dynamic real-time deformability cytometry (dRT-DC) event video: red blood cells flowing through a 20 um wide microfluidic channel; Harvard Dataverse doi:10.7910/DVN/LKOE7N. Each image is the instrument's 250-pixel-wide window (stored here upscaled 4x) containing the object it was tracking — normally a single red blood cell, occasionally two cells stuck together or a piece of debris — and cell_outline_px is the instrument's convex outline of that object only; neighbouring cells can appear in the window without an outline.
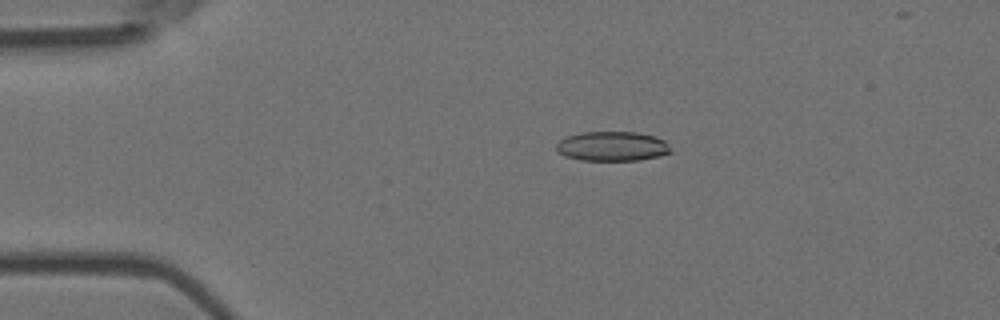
{"species": "Egyptian fruit bat (a non-hibernating species)", "species_latin": "Rousettus aegyptiacus", "temperature_condition": "room temperature", "stored_images_in_passage": 51, "camera_frame_rate_fps": 3000, "um_per_image_px": 0.085, "animal": {"sex": "female"}, "frame": {"image": 1, "passage_image": 11, "time_ms": 3.333, "image_size_px": [1000, 320], "cell_outline_px": [[672, 152], [660, 156], [640, 160], [580, 160], [564, 156], [556, 152], [556, 144], [560, 140], [568, 136], [580, 132], [640, 132], [656, 136], [664, 140], [668, 144]], "centroid_in_image_um": [52.04, 12.43], "position_along_channel_um": 33.0, "area_um2": 19.94}}
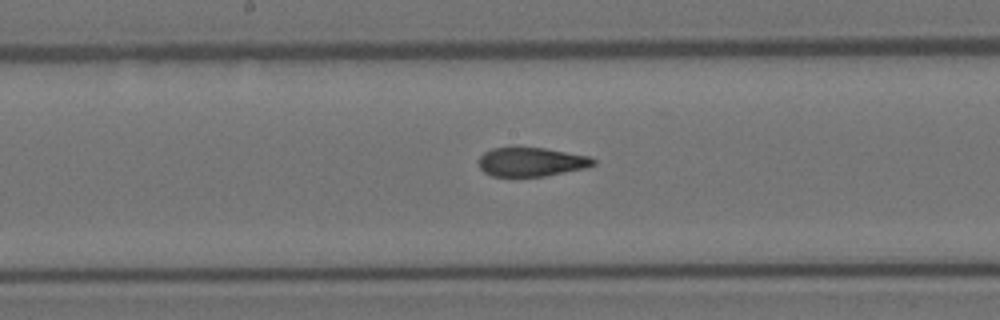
{"frame": {"image": 2, "passage_image": 28, "time_ms": 9.0, "image_size_px": [1000, 320], "cell_outline_px": [[596, 164], [584, 168], [544, 176], [492, 176], [484, 172], [480, 168], [480, 156], [484, 152], [492, 148], [544, 148], [588, 156], [596, 160]], "centroid_in_image_um": [45.16, 13.76], "position_along_channel_um": 203.0, "area_um2": 19.02}}
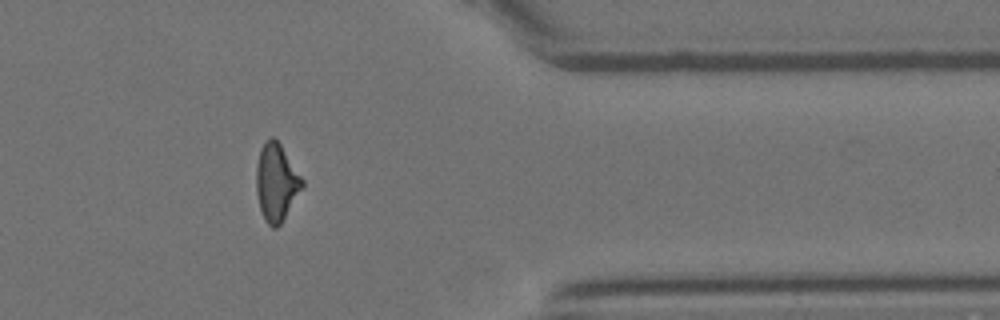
{"frame": {"image": 3, "passage_image": 44, "time_ms": 14.333, "image_size_px": [1000, 320], "cell_outline_px": [[304, 184], [280, 224], [276, 228], [272, 228], [264, 220], [260, 208], [256, 192], [256, 164], [260, 148], [264, 140], [272, 136], [280, 144], [304, 180]], "centroid_in_image_um": [23.46, 15.47], "position_along_channel_um": 387.9, "area_um2": 20.58}}